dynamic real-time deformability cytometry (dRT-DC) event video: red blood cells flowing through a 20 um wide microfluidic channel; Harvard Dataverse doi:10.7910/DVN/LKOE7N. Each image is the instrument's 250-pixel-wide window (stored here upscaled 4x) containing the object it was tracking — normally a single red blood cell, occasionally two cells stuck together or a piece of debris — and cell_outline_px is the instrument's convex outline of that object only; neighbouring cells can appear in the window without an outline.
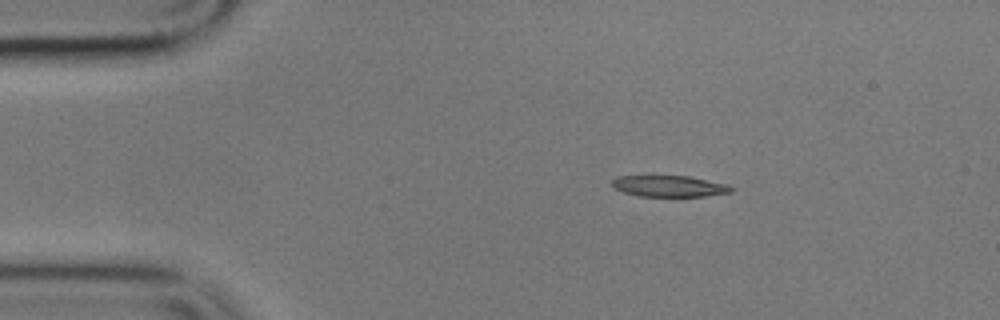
{"species": "common noctule bat (a hibernating species)", "species_latin": "Nyctalus noctula", "temperature_condition": "cold", "stored_images_in_passage": 3, "camera_frame_rate_fps": 3000, "um_per_image_px": 0.085, "animal": {"sex": "male", "body_mass_g": 17.9}, "frame": {"image": 1, "passage_image": 1, "time_ms": 0.0, "image_size_px": [1000, 320], "cell_outline_px": [[732, 192], [704, 196], [640, 196], [624, 192], [616, 188], [612, 184], [612, 180], [616, 176], [688, 176], [728, 184], [732, 188]], "centroid_in_image_um": [56.9, 15.82], "position_along_channel_um": 28.1, "area_um2": 14.57}}
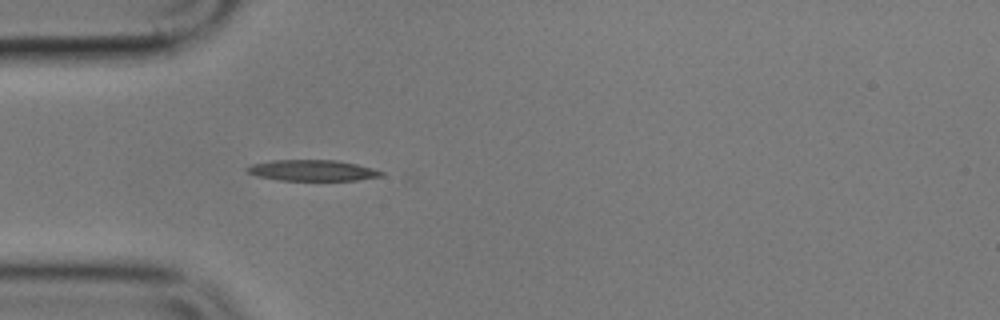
{"frame": {"image": 2, "passage_image": 3, "time_ms": 2.333, "image_size_px": [1000, 320], "cell_outline_px": [[384, 176], [356, 180], [280, 180], [256, 176], [248, 172], [244, 168], [252, 164], [272, 160], [336, 160], [356, 164], [372, 168], [384, 172]], "centroid_in_image_um": [26.54, 14.48], "position_along_channel_um": 58.5, "area_um2": 16.36}}